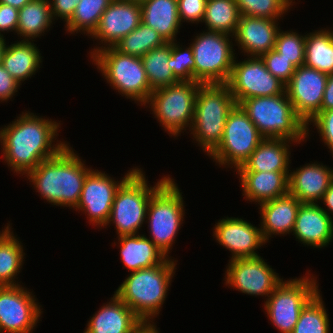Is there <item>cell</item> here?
<instances>
[{
    "mask_svg": "<svg viewBox=\"0 0 333 333\" xmlns=\"http://www.w3.org/2000/svg\"><path fill=\"white\" fill-rule=\"evenodd\" d=\"M333 109V73L328 75L321 111Z\"/></svg>",
    "mask_w": 333,
    "mask_h": 333,
    "instance_id": "obj_47",
    "label": "cell"
},
{
    "mask_svg": "<svg viewBox=\"0 0 333 333\" xmlns=\"http://www.w3.org/2000/svg\"><path fill=\"white\" fill-rule=\"evenodd\" d=\"M24 288L0 286V333H30L38 323L40 305Z\"/></svg>",
    "mask_w": 333,
    "mask_h": 333,
    "instance_id": "obj_14",
    "label": "cell"
},
{
    "mask_svg": "<svg viewBox=\"0 0 333 333\" xmlns=\"http://www.w3.org/2000/svg\"><path fill=\"white\" fill-rule=\"evenodd\" d=\"M264 138L239 104L231 110L220 144L209 154L219 165L237 170L250 157Z\"/></svg>",
    "mask_w": 333,
    "mask_h": 333,
    "instance_id": "obj_11",
    "label": "cell"
},
{
    "mask_svg": "<svg viewBox=\"0 0 333 333\" xmlns=\"http://www.w3.org/2000/svg\"><path fill=\"white\" fill-rule=\"evenodd\" d=\"M206 2L207 0H177L180 21L196 22V24L197 22H202L205 15Z\"/></svg>",
    "mask_w": 333,
    "mask_h": 333,
    "instance_id": "obj_42",
    "label": "cell"
},
{
    "mask_svg": "<svg viewBox=\"0 0 333 333\" xmlns=\"http://www.w3.org/2000/svg\"><path fill=\"white\" fill-rule=\"evenodd\" d=\"M260 205L261 232L267 242L272 235L290 234L301 202L291 194L265 201Z\"/></svg>",
    "mask_w": 333,
    "mask_h": 333,
    "instance_id": "obj_24",
    "label": "cell"
},
{
    "mask_svg": "<svg viewBox=\"0 0 333 333\" xmlns=\"http://www.w3.org/2000/svg\"><path fill=\"white\" fill-rule=\"evenodd\" d=\"M277 275L261 256L237 258L229 261L225 283L248 295L269 297L282 282Z\"/></svg>",
    "mask_w": 333,
    "mask_h": 333,
    "instance_id": "obj_17",
    "label": "cell"
},
{
    "mask_svg": "<svg viewBox=\"0 0 333 333\" xmlns=\"http://www.w3.org/2000/svg\"><path fill=\"white\" fill-rule=\"evenodd\" d=\"M314 123L324 143L333 155V109L320 111L309 123Z\"/></svg>",
    "mask_w": 333,
    "mask_h": 333,
    "instance_id": "obj_43",
    "label": "cell"
},
{
    "mask_svg": "<svg viewBox=\"0 0 333 333\" xmlns=\"http://www.w3.org/2000/svg\"><path fill=\"white\" fill-rule=\"evenodd\" d=\"M292 232L303 245L322 248L333 240L332 217L317 203H301Z\"/></svg>",
    "mask_w": 333,
    "mask_h": 333,
    "instance_id": "obj_21",
    "label": "cell"
},
{
    "mask_svg": "<svg viewBox=\"0 0 333 333\" xmlns=\"http://www.w3.org/2000/svg\"><path fill=\"white\" fill-rule=\"evenodd\" d=\"M284 138H264L249 159L236 171L289 172V143Z\"/></svg>",
    "mask_w": 333,
    "mask_h": 333,
    "instance_id": "obj_26",
    "label": "cell"
},
{
    "mask_svg": "<svg viewBox=\"0 0 333 333\" xmlns=\"http://www.w3.org/2000/svg\"><path fill=\"white\" fill-rule=\"evenodd\" d=\"M200 85L197 81H179L152 91L147 104L150 102L153 114L169 134L176 137L191 128Z\"/></svg>",
    "mask_w": 333,
    "mask_h": 333,
    "instance_id": "obj_8",
    "label": "cell"
},
{
    "mask_svg": "<svg viewBox=\"0 0 333 333\" xmlns=\"http://www.w3.org/2000/svg\"><path fill=\"white\" fill-rule=\"evenodd\" d=\"M132 1H135V2H142V1H144V0H132Z\"/></svg>",
    "mask_w": 333,
    "mask_h": 333,
    "instance_id": "obj_52",
    "label": "cell"
},
{
    "mask_svg": "<svg viewBox=\"0 0 333 333\" xmlns=\"http://www.w3.org/2000/svg\"><path fill=\"white\" fill-rule=\"evenodd\" d=\"M175 265L174 259L167 257L161 264L133 271L114 293L148 324L162 308Z\"/></svg>",
    "mask_w": 333,
    "mask_h": 333,
    "instance_id": "obj_3",
    "label": "cell"
},
{
    "mask_svg": "<svg viewBox=\"0 0 333 333\" xmlns=\"http://www.w3.org/2000/svg\"><path fill=\"white\" fill-rule=\"evenodd\" d=\"M293 0H235L240 15L278 20Z\"/></svg>",
    "mask_w": 333,
    "mask_h": 333,
    "instance_id": "obj_38",
    "label": "cell"
},
{
    "mask_svg": "<svg viewBox=\"0 0 333 333\" xmlns=\"http://www.w3.org/2000/svg\"><path fill=\"white\" fill-rule=\"evenodd\" d=\"M230 36L214 31H203L195 36L190 44L195 59V81L201 84H227L236 59Z\"/></svg>",
    "mask_w": 333,
    "mask_h": 333,
    "instance_id": "obj_10",
    "label": "cell"
},
{
    "mask_svg": "<svg viewBox=\"0 0 333 333\" xmlns=\"http://www.w3.org/2000/svg\"><path fill=\"white\" fill-rule=\"evenodd\" d=\"M321 201H323V204L328 207L327 209L322 207V209L331 217L330 213H333V182L324 193ZM326 210L330 211V213Z\"/></svg>",
    "mask_w": 333,
    "mask_h": 333,
    "instance_id": "obj_48",
    "label": "cell"
},
{
    "mask_svg": "<svg viewBox=\"0 0 333 333\" xmlns=\"http://www.w3.org/2000/svg\"><path fill=\"white\" fill-rule=\"evenodd\" d=\"M80 0H52L50 1L51 4V15L57 18L60 17L66 23L71 19L73 16L76 7Z\"/></svg>",
    "mask_w": 333,
    "mask_h": 333,
    "instance_id": "obj_45",
    "label": "cell"
},
{
    "mask_svg": "<svg viewBox=\"0 0 333 333\" xmlns=\"http://www.w3.org/2000/svg\"><path fill=\"white\" fill-rule=\"evenodd\" d=\"M304 66L327 75L333 73V31L316 30L306 35Z\"/></svg>",
    "mask_w": 333,
    "mask_h": 333,
    "instance_id": "obj_32",
    "label": "cell"
},
{
    "mask_svg": "<svg viewBox=\"0 0 333 333\" xmlns=\"http://www.w3.org/2000/svg\"><path fill=\"white\" fill-rule=\"evenodd\" d=\"M240 16L235 0H207L202 22L206 31L234 36Z\"/></svg>",
    "mask_w": 333,
    "mask_h": 333,
    "instance_id": "obj_34",
    "label": "cell"
},
{
    "mask_svg": "<svg viewBox=\"0 0 333 333\" xmlns=\"http://www.w3.org/2000/svg\"><path fill=\"white\" fill-rule=\"evenodd\" d=\"M214 235L217 242L232 252V259L259 256L256 249L266 242L261 228L235 217H226L215 224Z\"/></svg>",
    "mask_w": 333,
    "mask_h": 333,
    "instance_id": "obj_19",
    "label": "cell"
},
{
    "mask_svg": "<svg viewBox=\"0 0 333 333\" xmlns=\"http://www.w3.org/2000/svg\"><path fill=\"white\" fill-rule=\"evenodd\" d=\"M167 43L151 27L140 23L130 34L122 38L114 48L120 53L141 58L150 50Z\"/></svg>",
    "mask_w": 333,
    "mask_h": 333,
    "instance_id": "obj_35",
    "label": "cell"
},
{
    "mask_svg": "<svg viewBox=\"0 0 333 333\" xmlns=\"http://www.w3.org/2000/svg\"><path fill=\"white\" fill-rule=\"evenodd\" d=\"M243 195L248 201L261 204L288 194L290 172L237 171Z\"/></svg>",
    "mask_w": 333,
    "mask_h": 333,
    "instance_id": "obj_25",
    "label": "cell"
},
{
    "mask_svg": "<svg viewBox=\"0 0 333 333\" xmlns=\"http://www.w3.org/2000/svg\"><path fill=\"white\" fill-rule=\"evenodd\" d=\"M40 51L31 41L21 40L5 46L1 65L20 84L40 68Z\"/></svg>",
    "mask_w": 333,
    "mask_h": 333,
    "instance_id": "obj_29",
    "label": "cell"
},
{
    "mask_svg": "<svg viewBox=\"0 0 333 333\" xmlns=\"http://www.w3.org/2000/svg\"><path fill=\"white\" fill-rule=\"evenodd\" d=\"M19 10L0 3V36L4 31H17Z\"/></svg>",
    "mask_w": 333,
    "mask_h": 333,
    "instance_id": "obj_44",
    "label": "cell"
},
{
    "mask_svg": "<svg viewBox=\"0 0 333 333\" xmlns=\"http://www.w3.org/2000/svg\"><path fill=\"white\" fill-rule=\"evenodd\" d=\"M333 182V169L312 163L289 173L288 193L301 203L316 204Z\"/></svg>",
    "mask_w": 333,
    "mask_h": 333,
    "instance_id": "obj_22",
    "label": "cell"
},
{
    "mask_svg": "<svg viewBox=\"0 0 333 333\" xmlns=\"http://www.w3.org/2000/svg\"><path fill=\"white\" fill-rule=\"evenodd\" d=\"M68 145L56 156L42 161L26 176L47 202L75 209L91 170Z\"/></svg>",
    "mask_w": 333,
    "mask_h": 333,
    "instance_id": "obj_2",
    "label": "cell"
},
{
    "mask_svg": "<svg viewBox=\"0 0 333 333\" xmlns=\"http://www.w3.org/2000/svg\"><path fill=\"white\" fill-rule=\"evenodd\" d=\"M267 70L276 78H278L285 85L290 81L296 67L291 63V60H287L283 55L275 51L270 50L266 54L261 56Z\"/></svg>",
    "mask_w": 333,
    "mask_h": 333,
    "instance_id": "obj_41",
    "label": "cell"
},
{
    "mask_svg": "<svg viewBox=\"0 0 333 333\" xmlns=\"http://www.w3.org/2000/svg\"><path fill=\"white\" fill-rule=\"evenodd\" d=\"M170 56L171 42H167L141 57L152 91L179 82L168 65Z\"/></svg>",
    "mask_w": 333,
    "mask_h": 333,
    "instance_id": "obj_33",
    "label": "cell"
},
{
    "mask_svg": "<svg viewBox=\"0 0 333 333\" xmlns=\"http://www.w3.org/2000/svg\"><path fill=\"white\" fill-rule=\"evenodd\" d=\"M327 79V74L303 65L295 69L285 85L286 94L296 114L307 125V135L309 121L321 111Z\"/></svg>",
    "mask_w": 333,
    "mask_h": 333,
    "instance_id": "obj_15",
    "label": "cell"
},
{
    "mask_svg": "<svg viewBox=\"0 0 333 333\" xmlns=\"http://www.w3.org/2000/svg\"><path fill=\"white\" fill-rule=\"evenodd\" d=\"M237 104L254 97H269L285 92V84L273 76L261 57H249L232 66L227 82Z\"/></svg>",
    "mask_w": 333,
    "mask_h": 333,
    "instance_id": "obj_13",
    "label": "cell"
},
{
    "mask_svg": "<svg viewBox=\"0 0 333 333\" xmlns=\"http://www.w3.org/2000/svg\"><path fill=\"white\" fill-rule=\"evenodd\" d=\"M51 0H31L19 9L18 26L16 33L23 40L29 41L39 37L42 32L51 26L53 17L51 15Z\"/></svg>",
    "mask_w": 333,
    "mask_h": 333,
    "instance_id": "obj_30",
    "label": "cell"
},
{
    "mask_svg": "<svg viewBox=\"0 0 333 333\" xmlns=\"http://www.w3.org/2000/svg\"><path fill=\"white\" fill-rule=\"evenodd\" d=\"M121 260L130 272L161 264L167 256L146 235L118 237Z\"/></svg>",
    "mask_w": 333,
    "mask_h": 333,
    "instance_id": "obj_28",
    "label": "cell"
},
{
    "mask_svg": "<svg viewBox=\"0 0 333 333\" xmlns=\"http://www.w3.org/2000/svg\"><path fill=\"white\" fill-rule=\"evenodd\" d=\"M277 20L241 15L234 39L247 56L261 57L274 49L279 31Z\"/></svg>",
    "mask_w": 333,
    "mask_h": 333,
    "instance_id": "obj_20",
    "label": "cell"
},
{
    "mask_svg": "<svg viewBox=\"0 0 333 333\" xmlns=\"http://www.w3.org/2000/svg\"><path fill=\"white\" fill-rule=\"evenodd\" d=\"M60 123L33 113H22L12 124L0 129V143L8 166L26 175L42 161L56 156L67 144H53ZM23 172V173H22Z\"/></svg>",
    "mask_w": 333,
    "mask_h": 333,
    "instance_id": "obj_1",
    "label": "cell"
},
{
    "mask_svg": "<svg viewBox=\"0 0 333 333\" xmlns=\"http://www.w3.org/2000/svg\"><path fill=\"white\" fill-rule=\"evenodd\" d=\"M21 84L0 64V101H8Z\"/></svg>",
    "mask_w": 333,
    "mask_h": 333,
    "instance_id": "obj_46",
    "label": "cell"
},
{
    "mask_svg": "<svg viewBox=\"0 0 333 333\" xmlns=\"http://www.w3.org/2000/svg\"><path fill=\"white\" fill-rule=\"evenodd\" d=\"M30 1L31 0H0V3L7 4L19 10Z\"/></svg>",
    "mask_w": 333,
    "mask_h": 333,
    "instance_id": "obj_49",
    "label": "cell"
},
{
    "mask_svg": "<svg viewBox=\"0 0 333 333\" xmlns=\"http://www.w3.org/2000/svg\"><path fill=\"white\" fill-rule=\"evenodd\" d=\"M145 323L116 295L89 320L84 333H136Z\"/></svg>",
    "mask_w": 333,
    "mask_h": 333,
    "instance_id": "obj_23",
    "label": "cell"
},
{
    "mask_svg": "<svg viewBox=\"0 0 333 333\" xmlns=\"http://www.w3.org/2000/svg\"><path fill=\"white\" fill-rule=\"evenodd\" d=\"M136 333H159L154 323H145Z\"/></svg>",
    "mask_w": 333,
    "mask_h": 333,
    "instance_id": "obj_50",
    "label": "cell"
},
{
    "mask_svg": "<svg viewBox=\"0 0 333 333\" xmlns=\"http://www.w3.org/2000/svg\"><path fill=\"white\" fill-rule=\"evenodd\" d=\"M142 23L158 32L166 42H176L181 26L177 0H144L140 2Z\"/></svg>",
    "mask_w": 333,
    "mask_h": 333,
    "instance_id": "obj_27",
    "label": "cell"
},
{
    "mask_svg": "<svg viewBox=\"0 0 333 333\" xmlns=\"http://www.w3.org/2000/svg\"><path fill=\"white\" fill-rule=\"evenodd\" d=\"M311 277L282 280L266 298V314L281 333H292L302 308L319 291L315 277Z\"/></svg>",
    "mask_w": 333,
    "mask_h": 333,
    "instance_id": "obj_12",
    "label": "cell"
},
{
    "mask_svg": "<svg viewBox=\"0 0 333 333\" xmlns=\"http://www.w3.org/2000/svg\"><path fill=\"white\" fill-rule=\"evenodd\" d=\"M9 226L10 224L0 232V286L19 285L14 279L24 261L23 245L11 232Z\"/></svg>",
    "mask_w": 333,
    "mask_h": 333,
    "instance_id": "obj_31",
    "label": "cell"
},
{
    "mask_svg": "<svg viewBox=\"0 0 333 333\" xmlns=\"http://www.w3.org/2000/svg\"><path fill=\"white\" fill-rule=\"evenodd\" d=\"M236 104L227 84L200 85L190 130L207 155L220 144L226 118Z\"/></svg>",
    "mask_w": 333,
    "mask_h": 333,
    "instance_id": "obj_5",
    "label": "cell"
},
{
    "mask_svg": "<svg viewBox=\"0 0 333 333\" xmlns=\"http://www.w3.org/2000/svg\"><path fill=\"white\" fill-rule=\"evenodd\" d=\"M137 168L118 188L108 224H115L118 237L137 234L146 218L151 196L170 178L160 179L154 187L147 184L145 174Z\"/></svg>",
    "mask_w": 333,
    "mask_h": 333,
    "instance_id": "obj_7",
    "label": "cell"
},
{
    "mask_svg": "<svg viewBox=\"0 0 333 333\" xmlns=\"http://www.w3.org/2000/svg\"><path fill=\"white\" fill-rule=\"evenodd\" d=\"M90 53L110 86L146 106L152 90L141 58L122 54L108 46L96 47Z\"/></svg>",
    "mask_w": 333,
    "mask_h": 333,
    "instance_id": "obj_6",
    "label": "cell"
},
{
    "mask_svg": "<svg viewBox=\"0 0 333 333\" xmlns=\"http://www.w3.org/2000/svg\"><path fill=\"white\" fill-rule=\"evenodd\" d=\"M183 198L171 177L151 196L146 215L151 241L167 256L184 216Z\"/></svg>",
    "mask_w": 333,
    "mask_h": 333,
    "instance_id": "obj_9",
    "label": "cell"
},
{
    "mask_svg": "<svg viewBox=\"0 0 333 333\" xmlns=\"http://www.w3.org/2000/svg\"><path fill=\"white\" fill-rule=\"evenodd\" d=\"M318 291L302 308L292 333H329L328 314Z\"/></svg>",
    "mask_w": 333,
    "mask_h": 333,
    "instance_id": "obj_37",
    "label": "cell"
},
{
    "mask_svg": "<svg viewBox=\"0 0 333 333\" xmlns=\"http://www.w3.org/2000/svg\"><path fill=\"white\" fill-rule=\"evenodd\" d=\"M142 22L141 6L132 0H113L101 16L91 38L101 40L105 47H114ZM104 41V42H103Z\"/></svg>",
    "mask_w": 333,
    "mask_h": 333,
    "instance_id": "obj_18",
    "label": "cell"
},
{
    "mask_svg": "<svg viewBox=\"0 0 333 333\" xmlns=\"http://www.w3.org/2000/svg\"><path fill=\"white\" fill-rule=\"evenodd\" d=\"M168 65L179 81H195V59L191 46L183 50L175 41L171 42Z\"/></svg>",
    "mask_w": 333,
    "mask_h": 333,
    "instance_id": "obj_40",
    "label": "cell"
},
{
    "mask_svg": "<svg viewBox=\"0 0 333 333\" xmlns=\"http://www.w3.org/2000/svg\"><path fill=\"white\" fill-rule=\"evenodd\" d=\"M305 40L306 35L301 36L293 31L281 32L279 29L274 50L283 55L287 60H291V63L298 68L304 65Z\"/></svg>",
    "mask_w": 333,
    "mask_h": 333,
    "instance_id": "obj_39",
    "label": "cell"
},
{
    "mask_svg": "<svg viewBox=\"0 0 333 333\" xmlns=\"http://www.w3.org/2000/svg\"><path fill=\"white\" fill-rule=\"evenodd\" d=\"M113 0H80L66 30L75 33L84 32L91 36L97 29L101 16Z\"/></svg>",
    "mask_w": 333,
    "mask_h": 333,
    "instance_id": "obj_36",
    "label": "cell"
},
{
    "mask_svg": "<svg viewBox=\"0 0 333 333\" xmlns=\"http://www.w3.org/2000/svg\"><path fill=\"white\" fill-rule=\"evenodd\" d=\"M239 105L263 138H284L299 144L308 137L307 125L296 114L286 91L275 96L248 98Z\"/></svg>",
    "mask_w": 333,
    "mask_h": 333,
    "instance_id": "obj_4",
    "label": "cell"
},
{
    "mask_svg": "<svg viewBox=\"0 0 333 333\" xmlns=\"http://www.w3.org/2000/svg\"><path fill=\"white\" fill-rule=\"evenodd\" d=\"M136 170L133 168L121 181H115L105 172L91 170L84 181L76 210L86 212L92 225L107 226L115 194L120 185Z\"/></svg>",
    "mask_w": 333,
    "mask_h": 333,
    "instance_id": "obj_16",
    "label": "cell"
},
{
    "mask_svg": "<svg viewBox=\"0 0 333 333\" xmlns=\"http://www.w3.org/2000/svg\"><path fill=\"white\" fill-rule=\"evenodd\" d=\"M5 46H6V42H5L4 36L1 35L0 36V64L2 61V55H3V51L5 49Z\"/></svg>",
    "mask_w": 333,
    "mask_h": 333,
    "instance_id": "obj_51",
    "label": "cell"
}]
</instances>
